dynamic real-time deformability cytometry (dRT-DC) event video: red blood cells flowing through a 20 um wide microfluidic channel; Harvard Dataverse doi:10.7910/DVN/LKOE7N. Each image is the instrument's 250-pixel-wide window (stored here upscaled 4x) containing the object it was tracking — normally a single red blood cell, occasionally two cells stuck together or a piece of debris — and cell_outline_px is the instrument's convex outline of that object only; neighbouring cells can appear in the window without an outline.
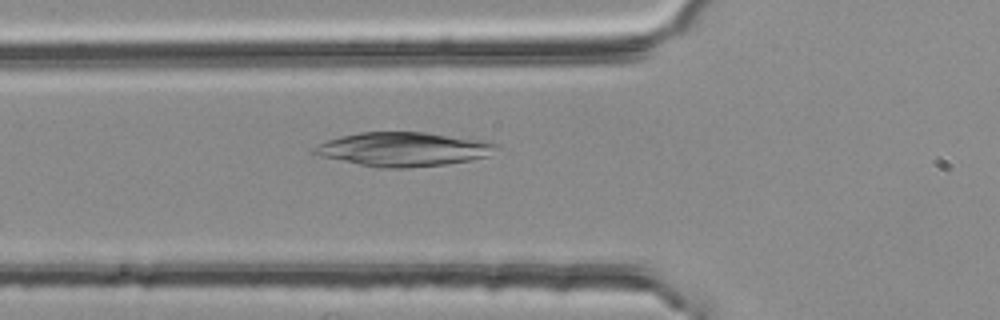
{"species": "common noctule bat (a hibernating species)", "species_latin": "Nyctalus noctula", "temperature_condition": "room temperature", "stored_images_in_passage": 7, "camera_frame_rate_fps": 3000, "um_per_image_px": 0.085, "animal": {"sex": "female", "body_mass_g": 25.1}, "frame": {"image": 1, "passage_image": 7, "time_ms": 2.0, "image_size_px": [1000, 320], "cell_outline_px": [[504, 148], [488, 156], [472, 160], [444, 164], [404, 168], [380, 168], [320, 156], [308, 152], [312, 148], [328, 140], [360, 132], [424, 132], [480, 140], [504, 144]], "centroid_in_image_um": [34.38, 12.68], "position_along_channel_um": 91.4, "area_um2": 36.18}}